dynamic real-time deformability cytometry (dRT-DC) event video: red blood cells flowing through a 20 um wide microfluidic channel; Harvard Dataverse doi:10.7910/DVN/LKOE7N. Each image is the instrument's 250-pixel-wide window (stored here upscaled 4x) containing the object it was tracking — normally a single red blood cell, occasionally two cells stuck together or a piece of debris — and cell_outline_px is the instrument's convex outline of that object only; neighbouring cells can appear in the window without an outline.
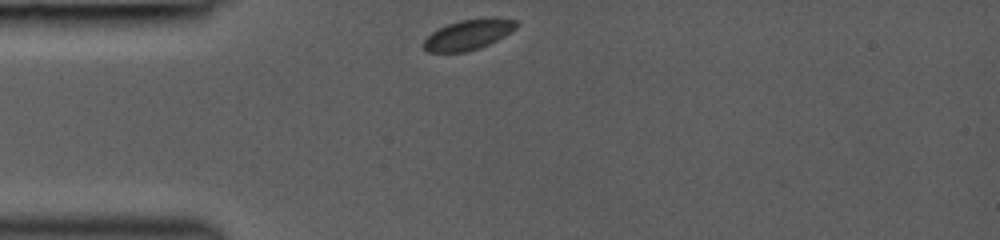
{"species": "common noctule bat (a hibernating species)", "species_latin": "Nyctalus noctula", "temperature_condition": "room temperature", "stored_images_in_passage": 17, "camera_frame_rate_fps": 3000, "um_per_image_px": 0.085, "animal": {"sex": "female", "body_mass_g": 19.0, "forearm_length_mm": 53.3}, "frame": {"image": 1, "passage_image": 1, "time_ms": 0.0, "image_size_px": [1000, 240], "cell_outline_px": [[516, 28], [512, 32], [480, 48], [464, 52], [428, 52], [420, 44], [432, 32], [448, 24], [460, 20], [516, 20]], "centroid_in_image_um": [39.72, 3.0], "position_along_channel_um": 45.3, "area_um2": 15.66}}
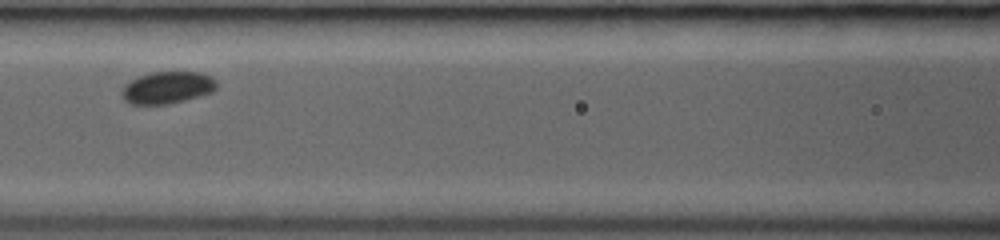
{"frame": {"image": 2, "passage_image": 13, "time_ms": 3.0, "image_size_px": [1000, 240], "cell_outline_px": [[216, 88], [212, 92], [184, 100], [168, 104], [132, 104], [124, 100], [120, 92], [124, 84], [136, 76], [152, 72], [200, 72], [212, 76], [216, 80]], "centroid_in_image_um": [14.19, 7.43], "position_along_channel_um": 152.4, "area_um2": 17.86}}
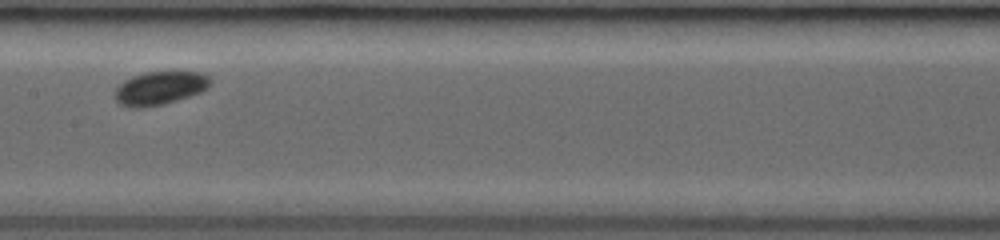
{"frame": {"image": 3, "passage_image": 16, "time_ms": 4.0, "image_size_px": [1000, 240], "cell_outline_px": [[212, 84], [208, 88], [200, 92], [164, 104], [140, 108], [128, 108], [120, 104], [116, 100], [116, 88], [124, 80], [132, 76], [144, 72], [200, 72], [208, 76], [212, 80]], "centroid_in_image_um": [13.59, 7.49], "position_along_channel_um": 193.8, "area_um2": 18.55}}